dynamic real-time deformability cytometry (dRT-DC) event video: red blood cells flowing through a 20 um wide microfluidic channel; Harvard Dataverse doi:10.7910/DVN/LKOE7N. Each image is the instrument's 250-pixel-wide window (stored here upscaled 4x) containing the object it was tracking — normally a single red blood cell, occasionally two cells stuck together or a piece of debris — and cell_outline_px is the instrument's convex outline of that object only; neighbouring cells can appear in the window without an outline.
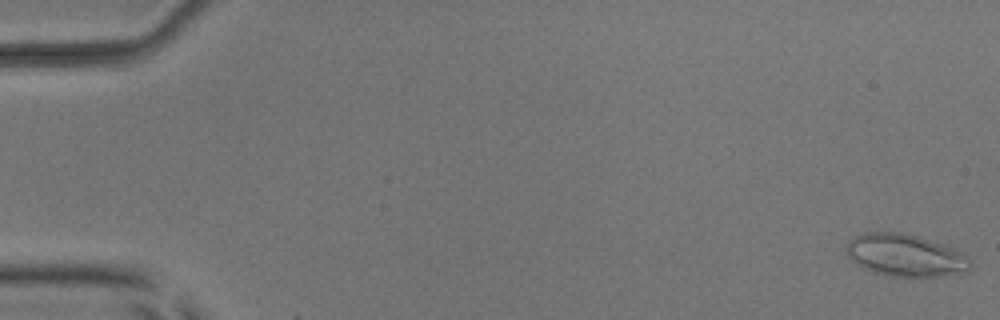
{"species": "common noctule bat (a hibernating species)", "species_latin": "Nyctalus noctula", "temperature_condition": "room temperature", "stored_images_in_passage": 3, "camera_frame_rate_fps": 3000, "um_per_image_px": 0.085, "animal": {"sex": "male", "body_mass_g": 17.9, "forearm_length_mm": 54.2}, "frame": {"image": 1, "passage_image": 1, "time_ms": 0.0, "image_size_px": [1000, 320], "cell_outline_px": [[972, 268], [968, 272], [932, 276], [892, 276], [876, 272], [864, 268], [852, 260], [848, 256], [844, 248], [848, 240], [860, 232], [900, 232], [920, 236], [944, 244], [964, 252], [972, 260]], "centroid_in_image_um": [76.98, 21.67], "position_along_channel_um": 8.0, "area_um2": 30.92}}